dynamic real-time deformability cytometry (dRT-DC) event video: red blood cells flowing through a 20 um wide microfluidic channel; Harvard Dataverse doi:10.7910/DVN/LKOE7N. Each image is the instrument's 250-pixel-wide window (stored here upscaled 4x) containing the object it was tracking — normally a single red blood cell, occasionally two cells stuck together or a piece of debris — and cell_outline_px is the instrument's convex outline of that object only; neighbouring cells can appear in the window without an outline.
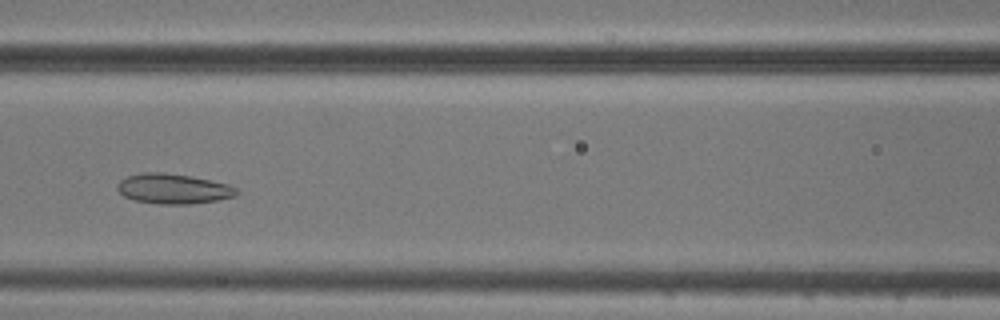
{"species": "common noctule bat (a hibernating species)", "species_latin": "Nyctalus noctula", "temperature_condition": "cold", "stored_images_in_passage": 5, "camera_frame_rate_fps": 3000, "um_per_image_px": 0.085, "animal": {"sex": "male", "body_mass_g": 20.5, "forearm_length_mm": 52.5}, "frame": {"image": 1, "passage_image": 3, "time_ms": 2.333, "image_size_px": [1000, 320], "cell_outline_px": [[240, 192], [236, 196], [216, 200], [192, 204], [156, 204], [136, 200], [124, 196], [116, 188], [116, 184], [120, 180], [128, 176], [140, 172], [164, 172], [192, 176], [228, 184], [236, 188]], "centroid_in_image_um": [14.73, 16.04], "position_along_channel_um": 151.9, "area_um2": 21.04}}
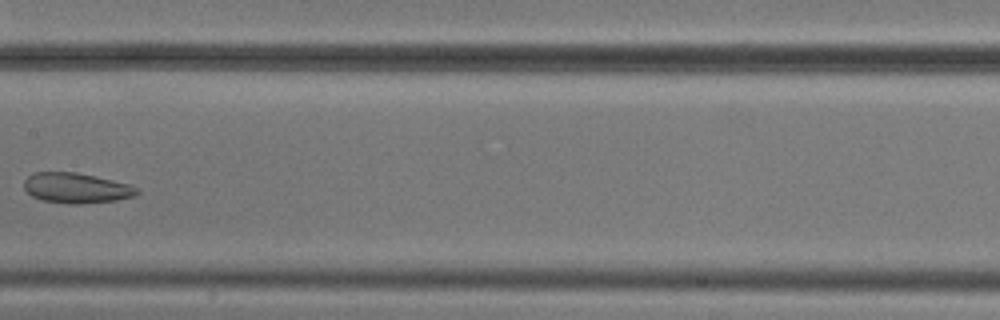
{"frame": {"image": 2, "passage_image": 4, "time_ms": 3.667, "image_size_px": [1000, 320], "cell_outline_px": [[140, 192], [136, 196], [116, 200], [80, 204], [68, 204], [44, 200], [32, 196], [24, 188], [24, 180], [28, 176], [36, 172], [76, 172], [132, 184], [140, 188]], "centroid_in_image_um": [6.55, 15.98], "position_along_channel_um": 200.9, "area_um2": 20.06}}
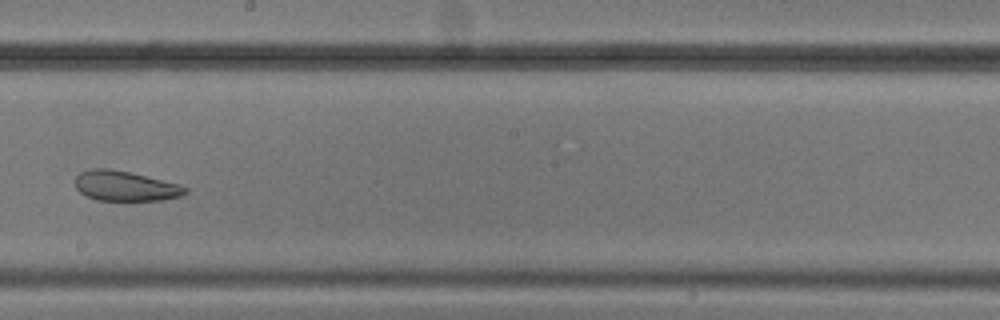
{"frame": {"image": 3, "passage_image": 5, "time_ms": 4.667, "image_size_px": [1000, 320], "cell_outline_px": [[188, 192], [180, 196], [164, 200], [96, 200], [84, 196], [76, 188], [76, 176], [80, 172], [92, 168], [108, 168], [128, 172], [180, 184], [188, 188]], "centroid_in_image_um": [10.64, 15.81], "position_along_channel_um": 237.6, "area_um2": 19.25}}